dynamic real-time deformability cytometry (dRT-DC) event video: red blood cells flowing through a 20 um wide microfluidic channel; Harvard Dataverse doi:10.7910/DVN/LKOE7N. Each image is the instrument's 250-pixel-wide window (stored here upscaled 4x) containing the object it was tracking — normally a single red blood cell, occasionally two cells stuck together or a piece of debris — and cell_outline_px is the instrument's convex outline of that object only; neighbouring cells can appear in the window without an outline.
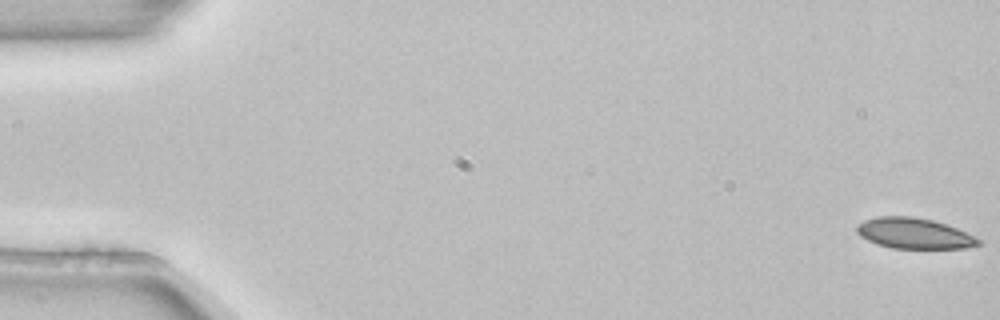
{"species": "common noctule bat (a hibernating species)", "species_latin": "Nyctalus noctula", "temperature_condition": "room temperature", "stored_images_in_passage": 5, "camera_frame_rate_fps": 3000, "um_per_image_px": 0.085, "animal": {"sex": "female", "body_mass_g": 22.7, "forearm_length_mm": 54.2}, "frame": {"image": 1, "passage_image": 1, "time_ms": 0.0, "image_size_px": [1000, 320], "cell_outline_px": [[980, 244], [968, 248], [892, 248], [876, 244], [860, 236], [856, 232], [856, 224], [864, 220], [876, 216], [912, 216], [932, 220], [956, 228], [980, 240]], "centroid_in_image_um": [77.63, 19.83], "position_along_channel_um": 7.4, "area_um2": 21.62}}
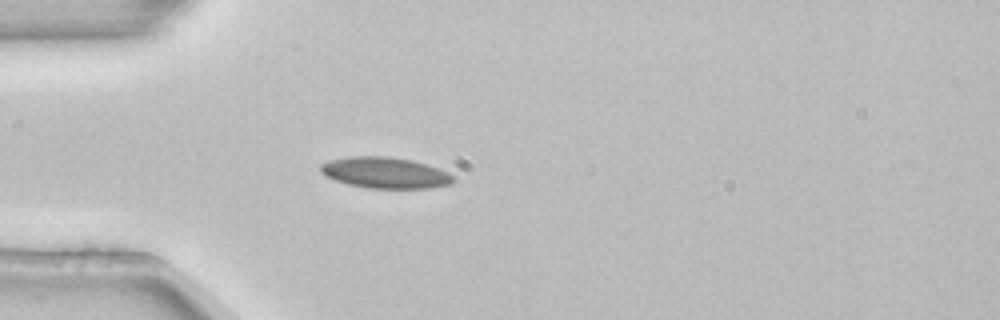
{"frame": {"image": 2, "passage_image": 5, "time_ms": 1.333, "image_size_px": [1000, 320], "cell_outline_px": [[456, 180], [452, 184], [432, 188], [368, 188], [348, 184], [324, 176], [320, 172], [320, 164], [328, 160], [348, 156], [388, 156], [412, 160], [440, 168], [456, 176]], "centroid_in_image_um": [32.76, 14.68], "position_along_channel_um": 52.2, "area_um2": 24.45}}